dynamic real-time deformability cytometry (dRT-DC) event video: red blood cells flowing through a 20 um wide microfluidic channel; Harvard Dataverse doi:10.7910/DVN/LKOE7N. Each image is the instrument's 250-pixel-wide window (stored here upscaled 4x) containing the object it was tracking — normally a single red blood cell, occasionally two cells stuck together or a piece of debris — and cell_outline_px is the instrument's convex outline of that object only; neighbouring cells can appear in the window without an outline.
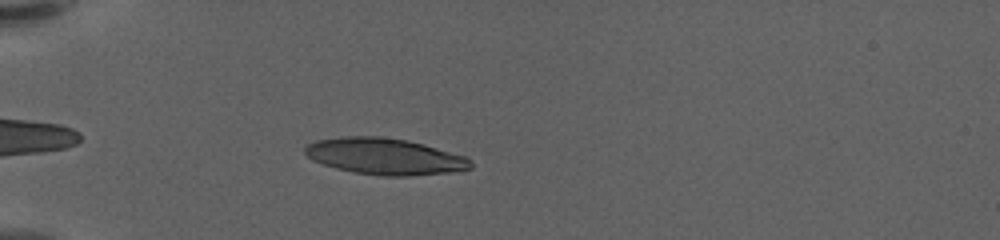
{"species": "human", "species_latin": "Homo sapiens", "temperature_condition": "warm", "stored_images_in_passage": 40, "camera_frame_rate_fps": 3000, "um_per_image_px": 0.085, "donor": {"sex": "female"}, "frame": {"image": 1, "passage_image": 4, "time_ms": 1.0, "image_size_px": [1000, 240], "cell_outline_px": [[472, 168], [460, 172], [408, 176], [380, 176], [352, 172], [336, 168], [312, 160], [304, 152], [304, 148], [308, 144], [316, 140], [344, 136], [380, 136], [404, 140], [424, 144], [468, 156], [472, 160]], "centroid_in_image_um": [32.77, 13.3], "position_along_channel_um": 52.2, "area_um2": 35.6}}
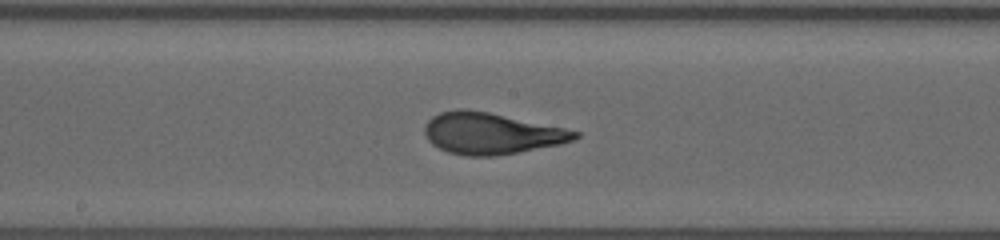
{"frame": {"image": 2, "passage_image": 19, "time_ms": 6.0, "image_size_px": [1000, 240], "cell_outline_px": [[580, 136], [572, 140], [560, 144], [520, 152], [496, 156], [468, 156], [448, 152], [432, 144], [428, 140], [424, 132], [424, 124], [432, 116], [440, 112], [460, 108], [464, 108], [488, 112], [564, 128], [580, 132]], "centroid_in_image_um": [41.72, 11.34], "position_along_channel_um": 206.5, "area_um2": 36.18}}
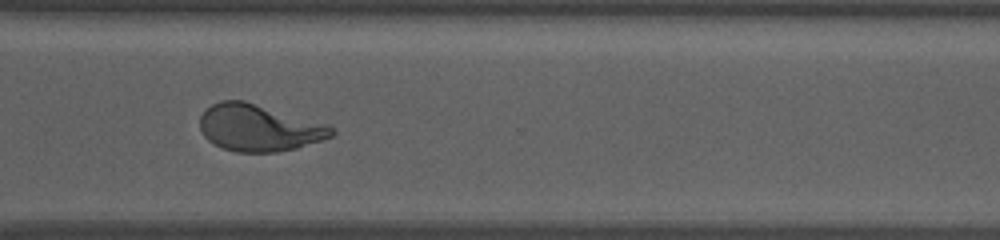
{"frame": {"image": 3, "passage_image": 31, "time_ms": 10.0, "image_size_px": [1000, 240], "cell_outline_px": [[336, 132], [332, 136], [296, 148], [276, 152], [236, 152], [212, 144], [204, 136], [200, 128], [200, 116], [212, 104], [220, 100], [244, 100], [328, 124]], "centroid_in_image_um": [21.99, 10.86], "position_along_channel_um": 348.6, "area_um2": 35.84}, "authors_computed_cell_mechanics": {"area_um2": 35.9227, "velocity_mm_per_s": 3.5625, "shape_relaxation_time_tau1_ms": 5.3414, "shape_relaxation_time_tau2_ms": 0.8007, "deformation_change_tau1": 0.2437, "deformation_change_tau2": 0.0818}}